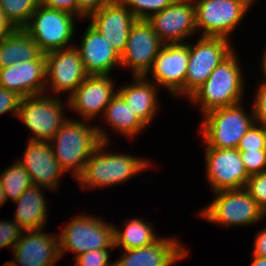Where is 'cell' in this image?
Wrapping results in <instances>:
<instances>
[{
  "label": "cell",
  "mask_w": 266,
  "mask_h": 266,
  "mask_svg": "<svg viewBox=\"0 0 266 266\" xmlns=\"http://www.w3.org/2000/svg\"><path fill=\"white\" fill-rule=\"evenodd\" d=\"M105 133L99 126L68 119L49 141L61 169L65 173L73 170L71 172L77 179L98 145L109 142Z\"/></svg>",
  "instance_id": "obj_1"
},
{
  "label": "cell",
  "mask_w": 266,
  "mask_h": 266,
  "mask_svg": "<svg viewBox=\"0 0 266 266\" xmlns=\"http://www.w3.org/2000/svg\"><path fill=\"white\" fill-rule=\"evenodd\" d=\"M237 56L233 51L212 71L208 79L190 96L201 104L202 114L208 111L241 103L244 79Z\"/></svg>",
  "instance_id": "obj_2"
},
{
  "label": "cell",
  "mask_w": 266,
  "mask_h": 266,
  "mask_svg": "<svg viewBox=\"0 0 266 266\" xmlns=\"http://www.w3.org/2000/svg\"><path fill=\"white\" fill-rule=\"evenodd\" d=\"M109 144L101 142L86 162L82 173L77 177L84 188L106 187L121 184L150 166L147 160L139 157L104 152Z\"/></svg>",
  "instance_id": "obj_3"
},
{
  "label": "cell",
  "mask_w": 266,
  "mask_h": 266,
  "mask_svg": "<svg viewBox=\"0 0 266 266\" xmlns=\"http://www.w3.org/2000/svg\"><path fill=\"white\" fill-rule=\"evenodd\" d=\"M241 107L237 103L204 114L200 131L208 147L237 148L241 138L255 123L254 113L247 115Z\"/></svg>",
  "instance_id": "obj_4"
},
{
  "label": "cell",
  "mask_w": 266,
  "mask_h": 266,
  "mask_svg": "<svg viewBox=\"0 0 266 266\" xmlns=\"http://www.w3.org/2000/svg\"><path fill=\"white\" fill-rule=\"evenodd\" d=\"M114 226L91 215L74 217L58 235L60 257L65 251L78 256L90 250L114 249Z\"/></svg>",
  "instance_id": "obj_5"
},
{
  "label": "cell",
  "mask_w": 266,
  "mask_h": 266,
  "mask_svg": "<svg viewBox=\"0 0 266 266\" xmlns=\"http://www.w3.org/2000/svg\"><path fill=\"white\" fill-rule=\"evenodd\" d=\"M214 200L201 210L202 218L222 226H246L265 215L245 188L215 192Z\"/></svg>",
  "instance_id": "obj_6"
},
{
  "label": "cell",
  "mask_w": 266,
  "mask_h": 266,
  "mask_svg": "<svg viewBox=\"0 0 266 266\" xmlns=\"http://www.w3.org/2000/svg\"><path fill=\"white\" fill-rule=\"evenodd\" d=\"M74 16L69 12L50 9L41 4L23 28L46 54L50 51L67 49L75 30ZM67 45V47H66Z\"/></svg>",
  "instance_id": "obj_7"
},
{
  "label": "cell",
  "mask_w": 266,
  "mask_h": 266,
  "mask_svg": "<svg viewBox=\"0 0 266 266\" xmlns=\"http://www.w3.org/2000/svg\"><path fill=\"white\" fill-rule=\"evenodd\" d=\"M254 0H194L196 30L201 36L228 38Z\"/></svg>",
  "instance_id": "obj_8"
},
{
  "label": "cell",
  "mask_w": 266,
  "mask_h": 266,
  "mask_svg": "<svg viewBox=\"0 0 266 266\" xmlns=\"http://www.w3.org/2000/svg\"><path fill=\"white\" fill-rule=\"evenodd\" d=\"M64 108L58 96H27L20 101L17 117L32 131L31 141H50L68 120Z\"/></svg>",
  "instance_id": "obj_9"
},
{
  "label": "cell",
  "mask_w": 266,
  "mask_h": 266,
  "mask_svg": "<svg viewBox=\"0 0 266 266\" xmlns=\"http://www.w3.org/2000/svg\"><path fill=\"white\" fill-rule=\"evenodd\" d=\"M200 37L195 45L189 44V60L185 78L186 97L197 90L216 66L233 52L227 38Z\"/></svg>",
  "instance_id": "obj_10"
},
{
  "label": "cell",
  "mask_w": 266,
  "mask_h": 266,
  "mask_svg": "<svg viewBox=\"0 0 266 266\" xmlns=\"http://www.w3.org/2000/svg\"><path fill=\"white\" fill-rule=\"evenodd\" d=\"M207 181L213 193L245 188L249 175L237 149L211 148L206 145Z\"/></svg>",
  "instance_id": "obj_11"
},
{
  "label": "cell",
  "mask_w": 266,
  "mask_h": 266,
  "mask_svg": "<svg viewBox=\"0 0 266 266\" xmlns=\"http://www.w3.org/2000/svg\"><path fill=\"white\" fill-rule=\"evenodd\" d=\"M163 43L145 19H137L130 30L120 66L131 67L133 76H148Z\"/></svg>",
  "instance_id": "obj_12"
},
{
  "label": "cell",
  "mask_w": 266,
  "mask_h": 266,
  "mask_svg": "<svg viewBox=\"0 0 266 266\" xmlns=\"http://www.w3.org/2000/svg\"><path fill=\"white\" fill-rule=\"evenodd\" d=\"M147 21L163 44L184 43L196 32L194 0H174Z\"/></svg>",
  "instance_id": "obj_13"
},
{
  "label": "cell",
  "mask_w": 266,
  "mask_h": 266,
  "mask_svg": "<svg viewBox=\"0 0 266 266\" xmlns=\"http://www.w3.org/2000/svg\"><path fill=\"white\" fill-rule=\"evenodd\" d=\"M188 60L189 43L163 44L148 73L153 83L168 88L173 96L185 95Z\"/></svg>",
  "instance_id": "obj_14"
},
{
  "label": "cell",
  "mask_w": 266,
  "mask_h": 266,
  "mask_svg": "<svg viewBox=\"0 0 266 266\" xmlns=\"http://www.w3.org/2000/svg\"><path fill=\"white\" fill-rule=\"evenodd\" d=\"M46 87L55 93L69 91V96L89 76L75 46L45 54ZM50 82V84H49Z\"/></svg>",
  "instance_id": "obj_15"
},
{
  "label": "cell",
  "mask_w": 266,
  "mask_h": 266,
  "mask_svg": "<svg viewBox=\"0 0 266 266\" xmlns=\"http://www.w3.org/2000/svg\"><path fill=\"white\" fill-rule=\"evenodd\" d=\"M113 81L109 75H89L68 96L69 108L79 113L84 120L94 119L101 111L103 114L107 105L117 94V91H114Z\"/></svg>",
  "instance_id": "obj_16"
},
{
  "label": "cell",
  "mask_w": 266,
  "mask_h": 266,
  "mask_svg": "<svg viewBox=\"0 0 266 266\" xmlns=\"http://www.w3.org/2000/svg\"><path fill=\"white\" fill-rule=\"evenodd\" d=\"M88 18L91 19L90 25L101 33L107 43L121 56L131 27L137 20L132 12L119 0H111Z\"/></svg>",
  "instance_id": "obj_17"
},
{
  "label": "cell",
  "mask_w": 266,
  "mask_h": 266,
  "mask_svg": "<svg viewBox=\"0 0 266 266\" xmlns=\"http://www.w3.org/2000/svg\"><path fill=\"white\" fill-rule=\"evenodd\" d=\"M0 86L22 98L43 95L46 91V59L41 53L35 60L16 62L0 69Z\"/></svg>",
  "instance_id": "obj_18"
},
{
  "label": "cell",
  "mask_w": 266,
  "mask_h": 266,
  "mask_svg": "<svg viewBox=\"0 0 266 266\" xmlns=\"http://www.w3.org/2000/svg\"><path fill=\"white\" fill-rule=\"evenodd\" d=\"M43 232L42 229L22 232L20 239L12 248L15 258L11 261L14 265L52 266L60 259L58 235L56 237Z\"/></svg>",
  "instance_id": "obj_19"
},
{
  "label": "cell",
  "mask_w": 266,
  "mask_h": 266,
  "mask_svg": "<svg viewBox=\"0 0 266 266\" xmlns=\"http://www.w3.org/2000/svg\"><path fill=\"white\" fill-rule=\"evenodd\" d=\"M28 171L33 185L55 190L60 176L64 175L57 159L53 155L49 141L29 140L24 159L19 161Z\"/></svg>",
  "instance_id": "obj_20"
},
{
  "label": "cell",
  "mask_w": 266,
  "mask_h": 266,
  "mask_svg": "<svg viewBox=\"0 0 266 266\" xmlns=\"http://www.w3.org/2000/svg\"><path fill=\"white\" fill-rule=\"evenodd\" d=\"M189 253L175 238H160L153 244L133 250H124L114 266H171Z\"/></svg>",
  "instance_id": "obj_21"
},
{
  "label": "cell",
  "mask_w": 266,
  "mask_h": 266,
  "mask_svg": "<svg viewBox=\"0 0 266 266\" xmlns=\"http://www.w3.org/2000/svg\"><path fill=\"white\" fill-rule=\"evenodd\" d=\"M79 51L85 70L89 75H110L115 65H120V55L107 40L90 24L86 28Z\"/></svg>",
  "instance_id": "obj_22"
},
{
  "label": "cell",
  "mask_w": 266,
  "mask_h": 266,
  "mask_svg": "<svg viewBox=\"0 0 266 266\" xmlns=\"http://www.w3.org/2000/svg\"><path fill=\"white\" fill-rule=\"evenodd\" d=\"M135 81L117 89V93L129 105L134 115L145 125L154 118L158 106L157 85L146 76H134Z\"/></svg>",
  "instance_id": "obj_23"
},
{
  "label": "cell",
  "mask_w": 266,
  "mask_h": 266,
  "mask_svg": "<svg viewBox=\"0 0 266 266\" xmlns=\"http://www.w3.org/2000/svg\"><path fill=\"white\" fill-rule=\"evenodd\" d=\"M41 187L32 185L27 188L14 202L18 205L15 222L25 230L44 229L47 219L46 199L41 193Z\"/></svg>",
  "instance_id": "obj_24"
},
{
  "label": "cell",
  "mask_w": 266,
  "mask_h": 266,
  "mask_svg": "<svg viewBox=\"0 0 266 266\" xmlns=\"http://www.w3.org/2000/svg\"><path fill=\"white\" fill-rule=\"evenodd\" d=\"M42 52L24 29H16L0 41V69L16 62L35 60Z\"/></svg>",
  "instance_id": "obj_25"
},
{
  "label": "cell",
  "mask_w": 266,
  "mask_h": 266,
  "mask_svg": "<svg viewBox=\"0 0 266 266\" xmlns=\"http://www.w3.org/2000/svg\"><path fill=\"white\" fill-rule=\"evenodd\" d=\"M112 130L133 137L146 127L133 113L125 100L117 93L107 105L103 114Z\"/></svg>",
  "instance_id": "obj_26"
},
{
  "label": "cell",
  "mask_w": 266,
  "mask_h": 266,
  "mask_svg": "<svg viewBox=\"0 0 266 266\" xmlns=\"http://www.w3.org/2000/svg\"><path fill=\"white\" fill-rule=\"evenodd\" d=\"M125 230L121 231L114 227V247L118 246L123 250H133L149 246L159 238L153 232L151 223L139 218H133L125 223Z\"/></svg>",
  "instance_id": "obj_27"
},
{
  "label": "cell",
  "mask_w": 266,
  "mask_h": 266,
  "mask_svg": "<svg viewBox=\"0 0 266 266\" xmlns=\"http://www.w3.org/2000/svg\"><path fill=\"white\" fill-rule=\"evenodd\" d=\"M6 200L15 202L19 196L33 185L31 177L19 160L0 175Z\"/></svg>",
  "instance_id": "obj_28"
},
{
  "label": "cell",
  "mask_w": 266,
  "mask_h": 266,
  "mask_svg": "<svg viewBox=\"0 0 266 266\" xmlns=\"http://www.w3.org/2000/svg\"><path fill=\"white\" fill-rule=\"evenodd\" d=\"M40 5V0H0V7L16 29H23Z\"/></svg>",
  "instance_id": "obj_29"
},
{
  "label": "cell",
  "mask_w": 266,
  "mask_h": 266,
  "mask_svg": "<svg viewBox=\"0 0 266 266\" xmlns=\"http://www.w3.org/2000/svg\"><path fill=\"white\" fill-rule=\"evenodd\" d=\"M136 19L147 20L151 15L161 12L174 0H119Z\"/></svg>",
  "instance_id": "obj_30"
},
{
  "label": "cell",
  "mask_w": 266,
  "mask_h": 266,
  "mask_svg": "<svg viewBox=\"0 0 266 266\" xmlns=\"http://www.w3.org/2000/svg\"><path fill=\"white\" fill-rule=\"evenodd\" d=\"M245 189L266 214V170L250 175Z\"/></svg>",
  "instance_id": "obj_31"
},
{
  "label": "cell",
  "mask_w": 266,
  "mask_h": 266,
  "mask_svg": "<svg viewBox=\"0 0 266 266\" xmlns=\"http://www.w3.org/2000/svg\"><path fill=\"white\" fill-rule=\"evenodd\" d=\"M236 149L238 151L264 150L263 125L254 123L241 138Z\"/></svg>",
  "instance_id": "obj_32"
},
{
  "label": "cell",
  "mask_w": 266,
  "mask_h": 266,
  "mask_svg": "<svg viewBox=\"0 0 266 266\" xmlns=\"http://www.w3.org/2000/svg\"><path fill=\"white\" fill-rule=\"evenodd\" d=\"M248 175L257 174L266 170V151H239Z\"/></svg>",
  "instance_id": "obj_33"
},
{
  "label": "cell",
  "mask_w": 266,
  "mask_h": 266,
  "mask_svg": "<svg viewBox=\"0 0 266 266\" xmlns=\"http://www.w3.org/2000/svg\"><path fill=\"white\" fill-rule=\"evenodd\" d=\"M113 249L90 250L87 253L75 256L76 266H114V263L109 262V252Z\"/></svg>",
  "instance_id": "obj_34"
},
{
  "label": "cell",
  "mask_w": 266,
  "mask_h": 266,
  "mask_svg": "<svg viewBox=\"0 0 266 266\" xmlns=\"http://www.w3.org/2000/svg\"><path fill=\"white\" fill-rule=\"evenodd\" d=\"M24 230L14 221H0V248L12 249Z\"/></svg>",
  "instance_id": "obj_35"
},
{
  "label": "cell",
  "mask_w": 266,
  "mask_h": 266,
  "mask_svg": "<svg viewBox=\"0 0 266 266\" xmlns=\"http://www.w3.org/2000/svg\"><path fill=\"white\" fill-rule=\"evenodd\" d=\"M22 97L0 86V115L12 111L17 116Z\"/></svg>",
  "instance_id": "obj_36"
},
{
  "label": "cell",
  "mask_w": 266,
  "mask_h": 266,
  "mask_svg": "<svg viewBox=\"0 0 266 266\" xmlns=\"http://www.w3.org/2000/svg\"><path fill=\"white\" fill-rule=\"evenodd\" d=\"M253 108L255 123L266 125V80L257 89Z\"/></svg>",
  "instance_id": "obj_37"
},
{
  "label": "cell",
  "mask_w": 266,
  "mask_h": 266,
  "mask_svg": "<svg viewBox=\"0 0 266 266\" xmlns=\"http://www.w3.org/2000/svg\"><path fill=\"white\" fill-rule=\"evenodd\" d=\"M111 0H78V17H89L98 12L103 6L107 5Z\"/></svg>",
  "instance_id": "obj_38"
},
{
  "label": "cell",
  "mask_w": 266,
  "mask_h": 266,
  "mask_svg": "<svg viewBox=\"0 0 266 266\" xmlns=\"http://www.w3.org/2000/svg\"><path fill=\"white\" fill-rule=\"evenodd\" d=\"M40 4L46 8L63 10L78 15V0H40Z\"/></svg>",
  "instance_id": "obj_39"
},
{
  "label": "cell",
  "mask_w": 266,
  "mask_h": 266,
  "mask_svg": "<svg viewBox=\"0 0 266 266\" xmlns=\"http://www.w3.org/2000/svg\"><path fill=\"white\" fill-rule=\"evenodd\" d=\"M253 256L266 257V228L261 230L256 236Z\"/></svg>",
  "instance_id": "obj_40"
},
{
  "label": "cell",
  "mask_w": 266,
  "mask_h": 266,
  "mask_svg": "<svg viewBox=\"0 0 266 266\" xmlns=\"http://www.w3.org/2000/svg\"><path fill=\"white\" fill-rule=\"evenodd\" d=\"M16 28L13 24L7 19L5 13L0 7V41L5 39L7 36L12 34Z\"/></svg>",
  "instance_id": "obj_41"
},
{
  "label": "cell",
  "mask_w": 266,
  "mask_h": 266,
  "mask_svg": "<svg viewBox=\"0 0 266 266\" xmlns=\"http://www.w3.org/2000/svg\"><path fill=\"white\" fill-rule=\"evenodd\" d=\"M250 266H266V257L253 256V261Z\"/></svg>",
  "instance_id": "obj_42"
},
{
  "label": "cell",
  "mask_w": 266,
  "mask_h": 266,
  "mask_svg": "<svg viewBox=\"0 0 266 266\" xmlns=\"http://www.w3.org/2000/svg\"><path fill=\"white\" fill-rule=\"evenodd\" d=\"M5 202H7V200H6L5 192H4V189H3V187H2L1 180H0V207H1Z\"/></svg>",
  "instance_id": "obj_43"
},
{
  "label": "cell",
  "mask_w": 266,
  "mask_h": 266,
  "mask_svg": "<svg viewBox=\"0 0 266 266\" xmlns=\"http://www.w3.org/2000/svg\"><path fill=\"white\" fill-rule=\"evenodd\" d=\"M262 68H263V73H264V78L266 79V50L264 52V56H263V61H262Z\"/></svg>",
  "instance_id": "obj_44"
},
{
  "label": "cell",
  "mask_w": 266,
  "mask_h": 266,
  "mask_svg": "<svg viewBox=\"0 0 266 266\" xmlns=\"http://www.w3.org/2000/svg\"><path fill=\"white\" fill-rule=\"evenodd\" d=\"M263 134H264V150L266 151V125H263Z\"/></svg>",
  "instance_id": "obj_45"
},
{
  "label": "cell",
  "mask_w": 266,
  "mask_h": 266,
  "mask_svg": "<svg viewBox=\"0 0 266 266\" xmlns=\"http://www.w3.org/2000/svg\"><path fill=\"white\" fill-rule=\"evenodd\" d=\"M3 266H16L12 263V261L6 262Z\"/></svg>",
  "instance_id": "obj_46"
}]
</instances>
